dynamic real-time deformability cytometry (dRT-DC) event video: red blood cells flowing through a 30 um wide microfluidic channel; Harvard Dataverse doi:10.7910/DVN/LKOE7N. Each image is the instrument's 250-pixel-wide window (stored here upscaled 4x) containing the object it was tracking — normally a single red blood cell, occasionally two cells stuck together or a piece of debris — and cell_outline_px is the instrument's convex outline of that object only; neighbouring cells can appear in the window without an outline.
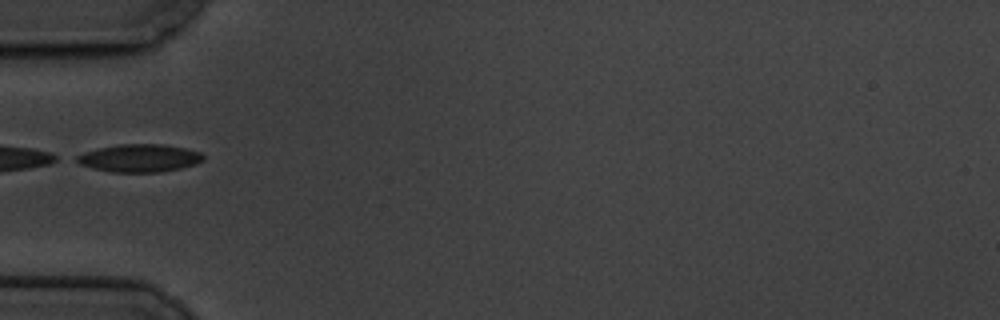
{"species": "common noctule bat (a hibernating species)", "species_latin": "Nyctalus noctula", "temperature_condition": "cold", "stored_images_in_passage": 11, "camera_frame_rate_fps": 3000, "um_per_image_px": 0.085, "animal": {"sex": "male", "body_mass_g": 19.5, "forearm_length_mm": 54.6}, "frame": {"image": 1, "passage_image": 1, "time_ms": 0.0, "image_size_px": [1000, 320], "cell_outline_px": [[204, 160], [196, 164], [180, 168], [160, 172], [112, 172], [92, 168], [80, 164], [72, 160], [76, 156], [84, 152], [100, 148], [120, 144], [164, 144], [184, 148], [200, 152], [204, 156]], "centroid_in_image_um": [11.84, 13.44], "position_along_channel_um": 73.2, "area_um2": 20.52}}
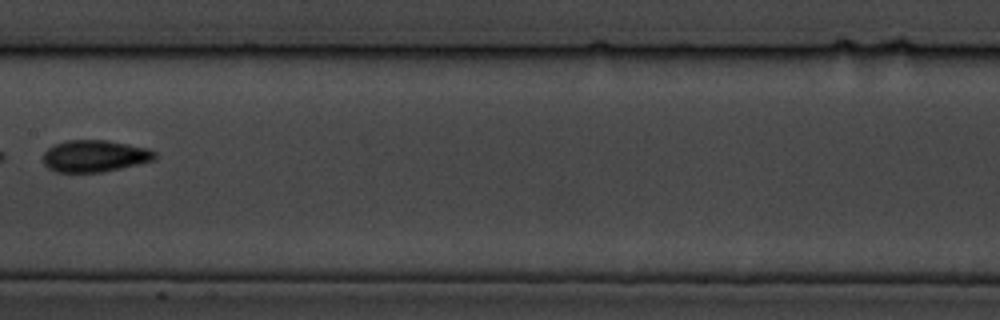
{"frame": {"image": 2, "passage_image": 4, "time_ms": 3.667, "image_size_px": [1000, 320], "cell_outline_px": [[156, 160], [120, 168], [100, 172], [56, 172], [48, 168], [44, 164], [44, 152], [48, 148], [56, 144], [68, 140], [108, 140], [148, 148], [156, 152]], "centroid_in_image_um": [8.07, 13.26], "position_along_channel_um": 199.3, "area_um2": 20.69}}
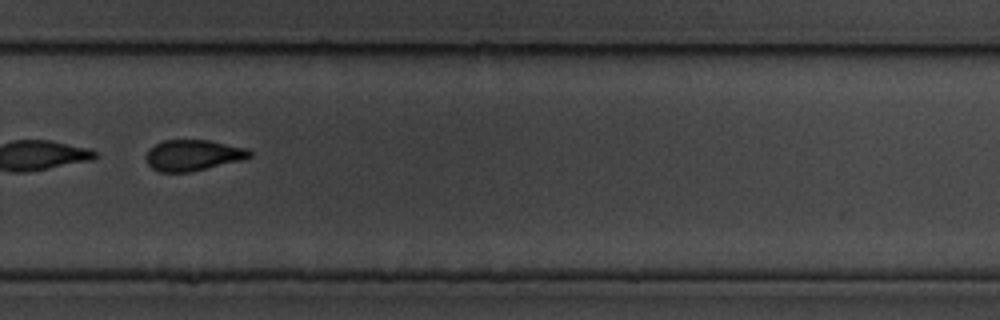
{"frame": {"image": 3, "passage_image": 7, "time_ms": 7.0, "image_size_px": [1000, 320], "cell_outline_px": [[252, 156], [244, 160], [192, 172], [160, 172], [152, 168], [148, 164], [148, 148], [164, 140], [208, 140], [248, 148], [252, 152]], "centroid_in_image_um": [16.47, 13.2], "position_along_channel_um": 313.3, "area_um2": 18.79}, "authors_computed_cell_mechanics": {"area_um2": 20.3456, "velocity_mm_per_s": 3.4383, "shape_relaxation_time_tau1_ms": 1.7545, "shape_relaxation_time_tau2_ms": 2.8353, "deformation_change_tau1": 0.0744, "deformation_change_tau2": 0.0678}}